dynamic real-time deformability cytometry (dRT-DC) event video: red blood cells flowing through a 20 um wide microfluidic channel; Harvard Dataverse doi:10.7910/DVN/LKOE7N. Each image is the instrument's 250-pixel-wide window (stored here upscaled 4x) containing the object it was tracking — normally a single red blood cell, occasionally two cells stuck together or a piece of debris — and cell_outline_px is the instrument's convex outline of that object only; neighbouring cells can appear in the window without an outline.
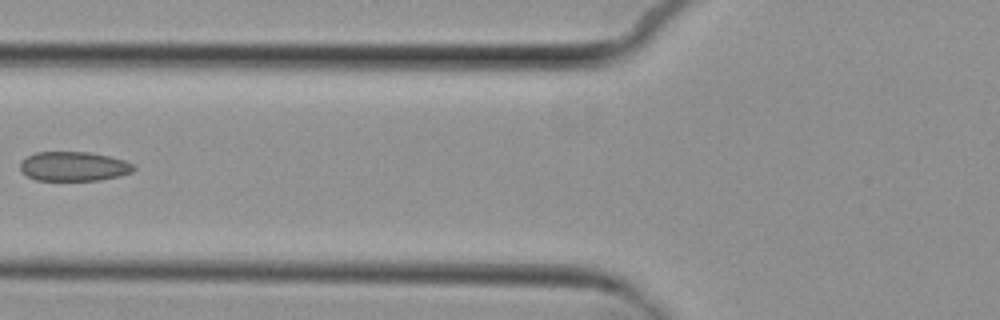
{"species": "common noctule bat (a hibernating species)", "species_latin": "Nyctalus noctula", "temperature_condition": "cold", "stored_images_in_passage": 6, "camera_frame_rate_fps": 3000, "um_per_image_px": 0.085, "animal": {"sex": "female", "body_mass_g": 29.2, "forearm_length_mm": 56.3}, "frame": {"image": 1, "passage_image": 6, "time_ms": 6.0, "image_size_px": [1000, 320], "cell_outline_px": [[136, 168], [132, 172], [120, 176], [100, 180], [36, 180], [20, 172], [20, 160], [36, 152], [88, 152], [108, 156], [124, 160], [136, 164]], "centroid_in_image_um": [6.27, 14.14], "position_along_channel_um": 119.5, "area_um2": 19.59}}